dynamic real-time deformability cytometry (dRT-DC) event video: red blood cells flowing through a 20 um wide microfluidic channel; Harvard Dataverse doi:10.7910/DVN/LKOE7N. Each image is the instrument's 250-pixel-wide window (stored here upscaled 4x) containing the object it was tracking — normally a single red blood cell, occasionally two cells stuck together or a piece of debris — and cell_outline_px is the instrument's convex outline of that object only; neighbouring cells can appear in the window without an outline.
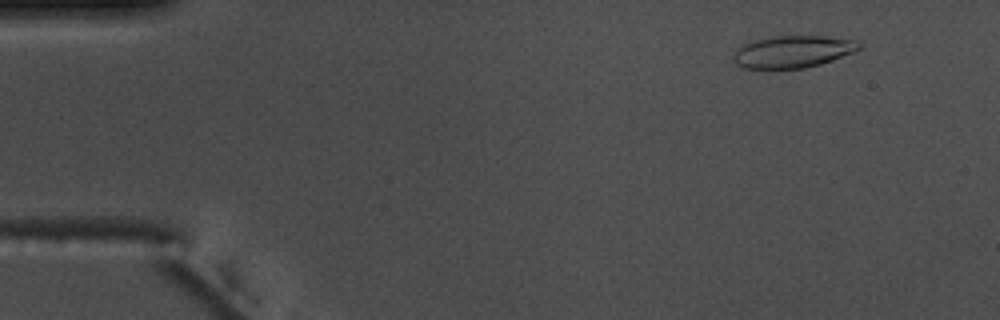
{"species": "common noctule bat (a hibernating species)", "species_latin": "Nyctalus noctula", "temperature_condition": "warm", "stored_images_in_passage": 55, "camera_frame_rate_fps": 3000, "um_per_image_px": 0.085, "animal": {"sex": "male", "body_mass_g": 17.5, "forearm_length_mm": 52.3}, "frame": {"image": 1, "passage_image": 6, "time_ms": 1.667, "image_size_px": [1000, 320], "cell_outline_px": [[860, 48], [852, 52], [832, 60], [820, 64], [804, 68], [744, 68], [736, 64], [732, 60], [732, 56], [736, 48], [744, 44], [768, 36], [824, 36], [860, 40]], "centroid_in_image_um": [67.36, 4.38], "position_along_channel_um": 17.6, "area_um2": 23.52}}
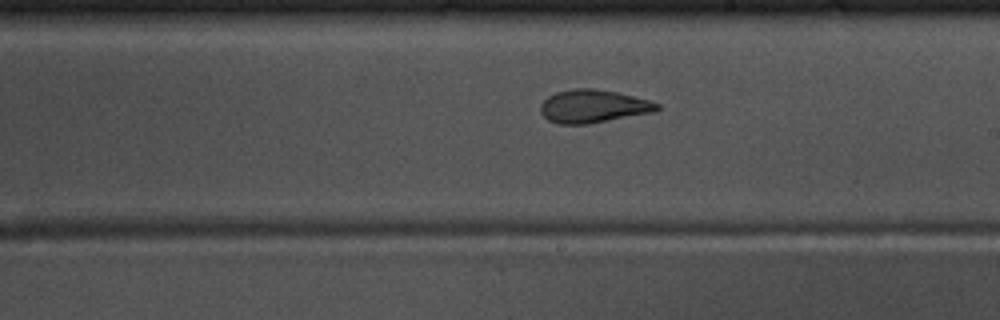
{"frame": {"image": 2, "passage_image": 32, "time_ms": 10.333, "image_size_px": [1000, 320], "cell_outline_px": [[660, 108], [652, 112], [588, 124], [560, 124], [548, 120], [540, 112], [540, 104], [548, 96], [556, 92], [572, 88], [596, 88], [616, 92], [648, 100], [660, 104]], "centroid_in_image_um": [50.38, 9.02], "position_along_channel_um": 238.6, "area_um2": 22.37}}
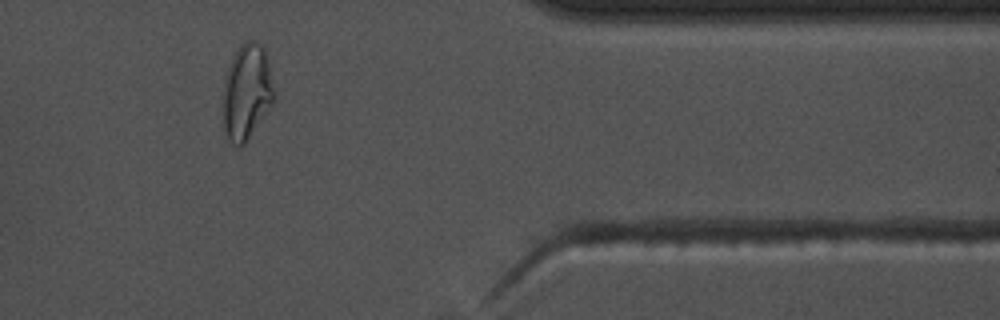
{"frame": {"image": 3, "passage_image": 46, "time_ms": 15.0, "image_size_px": [1000, 320], "cell_outline_px": [[276, 100], [244, 144], [240, 148], [224, 140], [224, 80], [232, 56], [240, 44], [244, 40], [256, 40], [264, 48], [268, 60]], "centroid_in_image_um": [20.98, 7.83], "position_along_channel_um": 390.4, "area_um2": 28.84}, "authors_computed_cell_mechanics": {"area_um2": 23.6402, "velocity_mm_per_s": 3.7096, "shape_relaxation_time_tau1_ms": null, "shape_relaxation_time_tau2_ms": 1.8389, "deformation_change_tau1": null, "deformation_change_tau2": 0.0838}}